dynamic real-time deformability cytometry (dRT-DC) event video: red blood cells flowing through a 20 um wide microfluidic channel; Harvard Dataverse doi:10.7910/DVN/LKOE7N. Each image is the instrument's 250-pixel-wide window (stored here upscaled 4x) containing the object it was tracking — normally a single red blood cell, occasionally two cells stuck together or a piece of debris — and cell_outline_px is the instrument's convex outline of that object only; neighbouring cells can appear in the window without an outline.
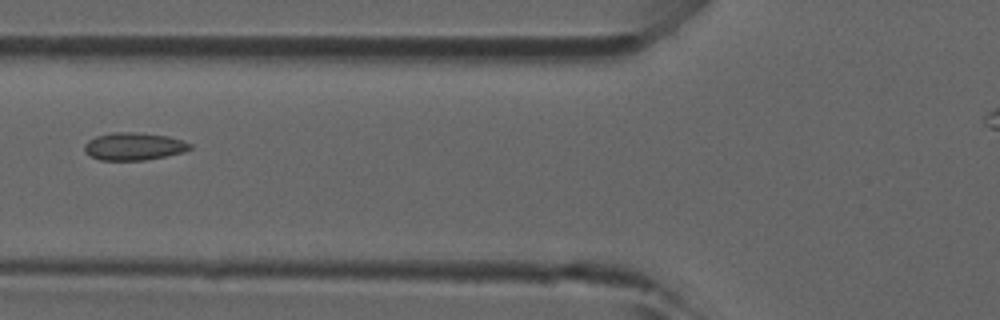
{"species": "common noctule bat (a hibernating species)", "species_latin": "Nyctalus noctula", "temperature_condition": "room temperature", "stored_images_in_passage": 6, "camera_frame_rate_fps": 3000, "um_per_image_px": 0.085, "animal": {"sex": "male", "forearm_length_mm": 52.5}, "frame": {"image": 1, "passage_image": 6, "time_ms": 1.667, "image_size_px": [1000, 320], "cell_outline_px": [[192, 148], [184, 152], [144, 160], [100, 160], [84, 152], [84, 144], [88, 140], [96, 136], [112, 132], [132, 132], [168, 136], [192, 144]], "centroid_in_image_um": [11.35, 12.44], "position_along_channel_um": 114.4, "area_um2": 16.88}}